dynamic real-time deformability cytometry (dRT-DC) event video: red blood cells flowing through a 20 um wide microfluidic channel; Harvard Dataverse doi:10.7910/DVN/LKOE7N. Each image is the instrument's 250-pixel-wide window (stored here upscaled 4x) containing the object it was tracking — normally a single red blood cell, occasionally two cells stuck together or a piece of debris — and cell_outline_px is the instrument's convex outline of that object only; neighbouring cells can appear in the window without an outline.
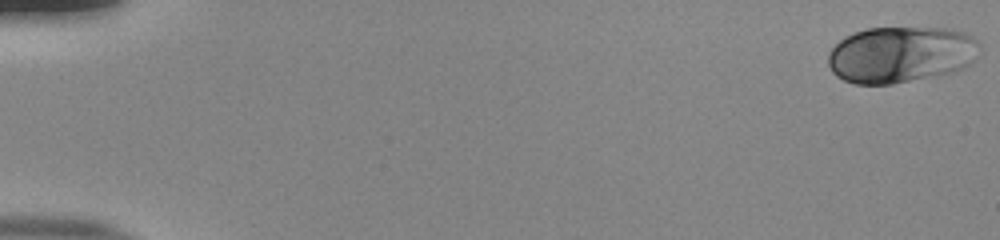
{"species": "human", "species_latin": "Homo sapiens", "temperature_condition": "room temperature", "stored_images_in_passage": 53, "camera_frame_rate_fps": 3000, "um_per_image_px": 0.085, "donor": {"sex": "male"}, "frame": {"image": 1, "passage_image": 1, "time_ms": 0.0, "image_size_px": [1000, 240], "cell_outline_px": [[980, 48], [976, 60], [972, 64], [952, 72], [892, 84], [856, 84], [844, 80], [836, 76], [832, 72], [828, 64], [828, 52], [844, 36], [868, 28], [944, 28], [964, 32], [972, 36], [980, 44]], "centroid_in_image_um": [76.58, 4.63], "position_along_channel_um": 8.4, "area_um2": 49.94}}
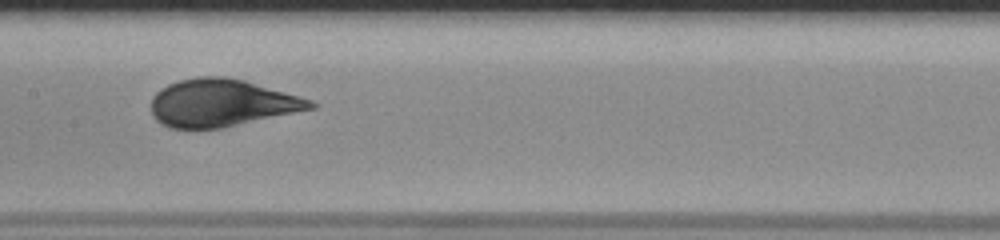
{"frame": {"image": 2, "passage_image": 28, "time_ms": 9.0, "image_size_px": [1000, 240], "cell_outline_px": [[320, 104], [316, 108], [224, 128], [168, 128], [160, 124], [152, 116], [152, 96], [160, 88], [168, 84], [180, 80], [196, 76], [224, 76], [244, 80], [312, 100]], "centroid_in_image_um": [18.83, 8.76], "position_along_channel_um": 188.6, "area_um2": 44.33}}
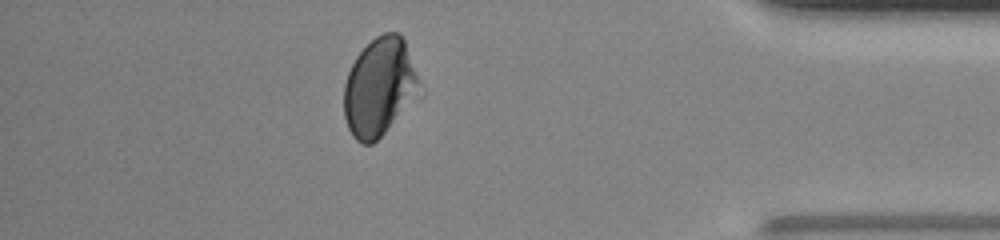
{"frame": {"image": 3, "passage_image": 47, "time_ms": 15.333, "image_size_px": [1000, 240], "cell_outline_px": [[424, 96], [420, 100], [372, 144], [360, 144], [352, 136], [348, 128], [344, 116], [344, 84], [348, 72], [356, 56], [376, 36], [384, 32], [400, 32], [404, 36], [424, 88]], "centroid_in_image_um": [32.35, 7.42], "position_along_channel_um": 402.8, "area_um2": 44.85}, "authors_computed_cell_mechanics": {"area_um2": 45.0262, "velocity_mm_per_s": 3.8927, "shape_relaxation_time_tau1_ms": 3.8087, "shape_relaxation_time_tau2_ms": null, "deformation_change_tau1": 0.136, "deformation_change_tau2": null}}